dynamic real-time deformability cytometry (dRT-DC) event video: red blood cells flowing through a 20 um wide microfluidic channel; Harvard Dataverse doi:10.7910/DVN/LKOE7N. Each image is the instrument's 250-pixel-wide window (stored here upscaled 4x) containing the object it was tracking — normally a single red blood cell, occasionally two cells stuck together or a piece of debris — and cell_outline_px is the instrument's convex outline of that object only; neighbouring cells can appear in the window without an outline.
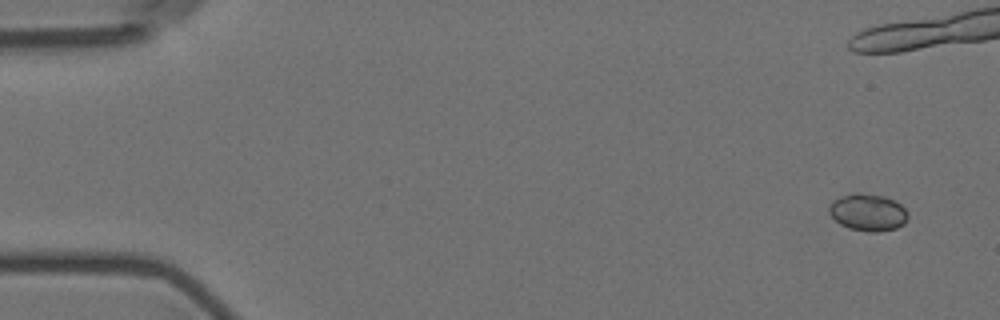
{"species": "Egyptian fruit bat (a non-hibernating species)", "species_latin": "Rousettus aegyptiacus", "temperature_condition": "room temperature", "stored_images_in_passage": 6, "camera_frame_rate_fps": 3000, "um_per_image_px": 0.085, "animal": {"sex": "female"}, "frame": {"image": 1, "passage_image": 1, "time_ms": 0.0, "image_size_px": [1000, 320], "cell_outline_px": [[908, 216], [904, 224], [896, 228], [880, 232], [868, 232], [848, 228], [840, 224], [828, 212], [828, 208], [832, 200], [840, 196], [852, 192], [860, 192], [884, 196], [900, 204], [908, 212]], "centroid_in_image_um": [73.75, 18.04], "position_along_channel_um": 11.3, "area_um2": 17.28}}